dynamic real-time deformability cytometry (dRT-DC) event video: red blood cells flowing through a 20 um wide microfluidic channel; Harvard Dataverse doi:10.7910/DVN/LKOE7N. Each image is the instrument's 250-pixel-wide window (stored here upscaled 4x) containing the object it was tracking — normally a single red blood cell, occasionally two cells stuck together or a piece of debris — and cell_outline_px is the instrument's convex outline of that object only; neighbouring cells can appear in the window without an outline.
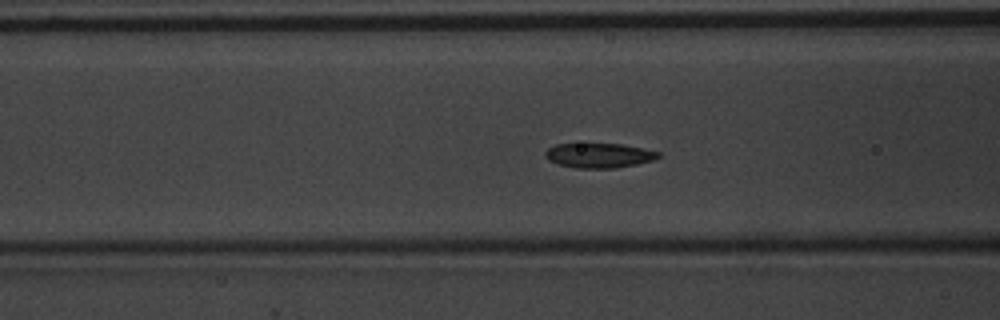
{"species": "common noctule bat (a hibernating species)", "species_latin": "Nyctalus noctula", "temperature_condition": "warm", "stored_images_in_passage": 56, "camera_frame_rate_fps": 3000, "um_per_image_px": 0.085, "animal": {"sex": "male", "body_mass_g": 20.1, "forearm_length_mm": 53.5}, "frame": {"image": 1, "passage_image": 23, "time_ms": 7.333, "image_size_px": [1000, 320], "cell_outline_px": [[660, 156], [652, 160], [636, 164], [616, 168], [576, 168], [556, 164], [548, 160], [544, 156], [544, 152], [548, 148], [556, 144], [620, 144], [660, 152]], "centroid_in_image_um": [50.86, 13.22], "position_along_channel_um": 115.7, "area_um2": 16.18}}
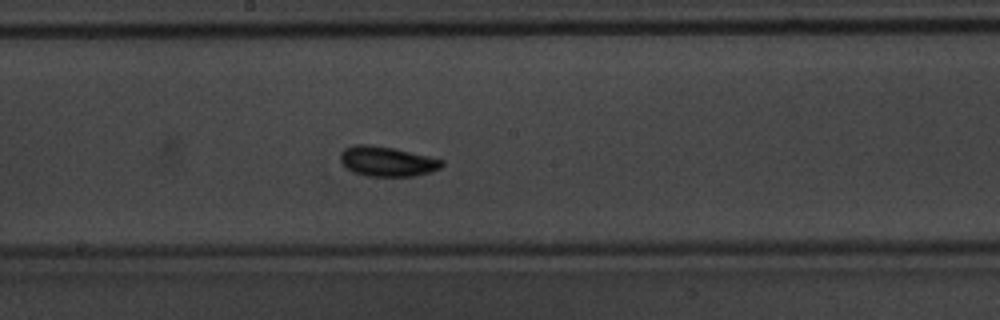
{"frame": {"image": 2, "passage_image": 31, "time_ms": 10.0, "image_size_px": [1000, 320], "cell_outline_px": [[444, 164], [440, 168], [432, 172], [412, 176], [364, 176], [352, 172], [340, 160], [340, 152], [344, 148], [352, 144], [368, 144], [396, 148], [444, 160]], "centroid_in_image_um": [32.89, 13.71], "position_along_channel_um": 215.3, "area_um2": 17.92}}
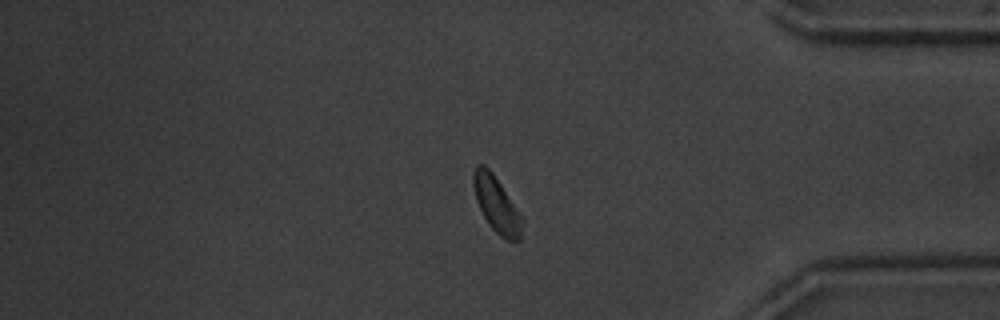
{"frame": {"image": 3, "passage_image": 47, "time_ms": 15.333, "image_size_px": [1000, 320], "cell_outline_px": [[524, 220], [520, 240], [508, 240], [500, 236], [488, 224], [476, 200], [472, 184], [472, 172], [476, 164], [484, 164], [492, 172], [524, 216]], "centroid_in_image_um": [42.22, 17.36], "position_along_channel_um": 393.0, "area_um2": 16.18}, "authors_computed_cell_mechanics": {"area_um2": 16.2707, "velocity_mm_per_s": 3.7379, "shape_relaxation_time_tau1_ms": 5.9356, "shape_relaxation_time_tau2_ms": 2.9857, "deformation_change_tau1": 0.1829, "deformation_change_tau2": 0.0642}}